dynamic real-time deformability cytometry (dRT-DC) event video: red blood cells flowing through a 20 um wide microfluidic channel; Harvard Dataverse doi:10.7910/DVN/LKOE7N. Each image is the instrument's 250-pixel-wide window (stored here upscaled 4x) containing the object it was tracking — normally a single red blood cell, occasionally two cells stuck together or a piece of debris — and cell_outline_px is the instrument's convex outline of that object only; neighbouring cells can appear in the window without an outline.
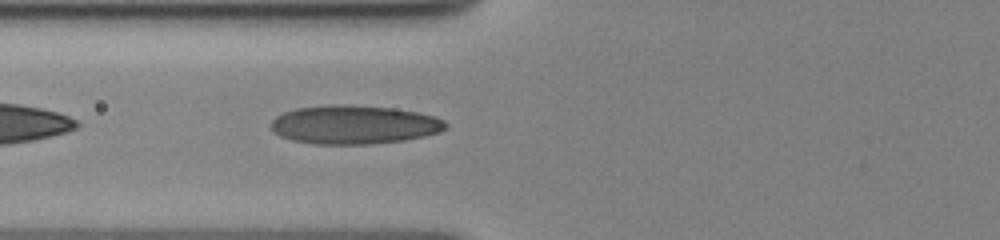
{"species": "human", "species_latin": "Homo sapiens", "temperature_condition": "cold", "stored_images_in_passage": 38, "camera_frame_rate_fps": 3000, "um_per_image_px": 0.085, "donor": {"sex": "female"}, "frame": {"image": 1, "passage_image": 4, "time_ms": 1.0, "image_size_px": [1000, 240], "cell_outline_px": [[448, 124], [440, 132], [424, 136], [404, 140], [368, 144], [312, 144], [292, 140], [280, 136], [272, 132], [272, 120], [276, 116], [284, 112], [296, 108], [336, 104], [348, 104], [392, 108], [416, 112], [432, 116], [444, 120]], "centroid_in_image_um": [30.07, 10.6], "position_along_channel_um": 95.7, "area_um2": 39.36}}
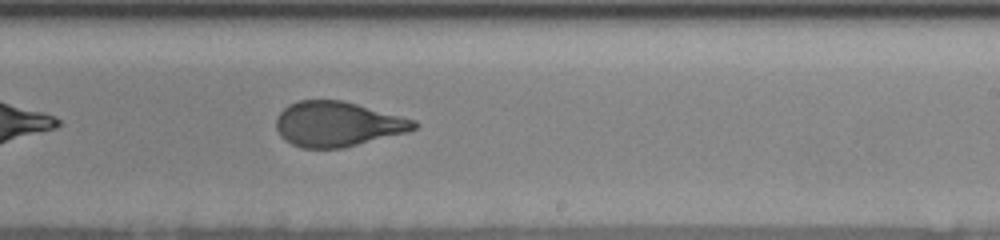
{"frame": {"image": 2, "passage_image": 18, "time_ms": 5.667, "image_size_px": [1000, 240], "cell_outline_px": [[420, 124], [416, 128], [408, 132], [340, 148], [300, 148], [284, 140], [280, 136], [276, 128], [276, 120], [280, 112], [288, 104], [300, 100], [340, 100], [356, 104], [416, 120]], "centroid_in_image_um": [28.67, 10.55], "position_along_channel_um": 260.3, "area_um2": 35.95}}
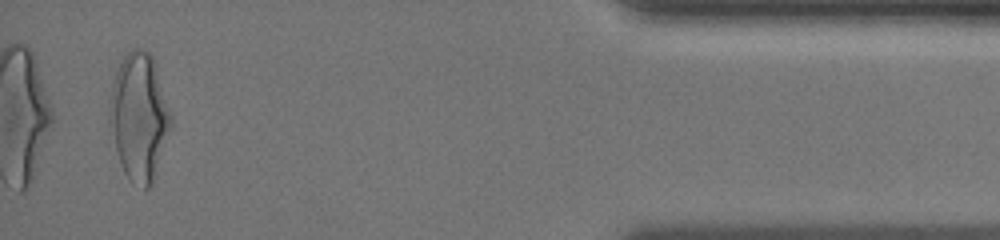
{"frame": {"image": 3, "passage_image": 36, "time_ms": 11.667, "image_size_px": [1000, 240], "cell_outline_px": [[172, 124], [152, 180], [148, 188], [144, 188], [132, 184], [128, 180], [120, 164], [108, 120], [108, 104], [112, 84], [116, 72], [124, 56], [132, 48], [140, 48], [148, 52], [152, 56], [156, 64], [172, 116]], "centroid_in_image_um": [11.8, 9.9], "position_along_channel_um": 423.4, "area_um2": 45.32}, "authors_computed_cell_mechanics": {"area_um2": 37.3099, "velocity_mm_per_s": 3.5113, "shape_relaxation_time_tau1_ms": 5.0798, "shape_relaxation_time_tau2_ms": 0.6586, "deformation_change_tau1": 0.1786, "deformation_change_tau2": 0.0606}}